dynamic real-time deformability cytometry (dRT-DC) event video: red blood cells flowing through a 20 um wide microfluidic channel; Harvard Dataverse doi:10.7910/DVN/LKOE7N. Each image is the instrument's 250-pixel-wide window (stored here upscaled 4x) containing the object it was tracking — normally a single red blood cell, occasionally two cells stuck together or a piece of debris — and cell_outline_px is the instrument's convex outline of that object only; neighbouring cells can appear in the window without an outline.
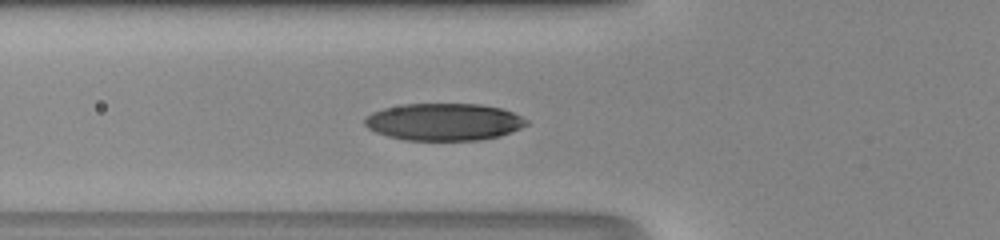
{"species": "human", "species_latin": "Homo sapiens", "temperature_condition": "room temperature", "stored_images_in_passage": 36, "camera_frame_rate_fps": 3000, "um_per_image_px": 0.085, "donor": {"sex": "male"}, "frame": {"image": 1, "passage_image": 6, "time_ms": 1.667, "image_size_px": [1000, 240], "cell_outline_px": [[528, 124], [512, 132], [500, 136], [480, 140], [404, 140], [388, 136], [376, 132], [368, 128], [364, 124], [364, 120], [372, 112], [384, 108], [404, 104], [480, 104], [500, 108], [512, 112], [528, 120]], "centroid_in_image_um": [37.74, 10.36], "position_along_channel_um": 88.1, "area_um2": 35.03}}
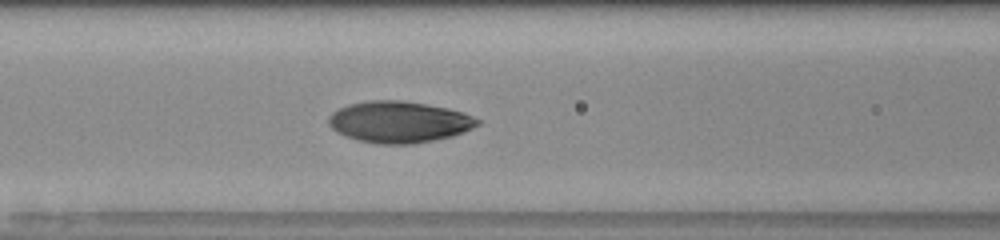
{"frame": {"image": 2, "passage_image": 9, "time_ms": 2.667, "image_size_px": [1000, 240], "cell_outline_px": [[480, 124], [464, 132], [452, 136], [412, 144], [376, 144], [344, 136], [336, 132], [328, 124], [328, 116], [332, 112], [348, 104], [368, 100], [404, 100], [448, 108], [464, 112], [480, 120]], "centroid_in_image_um": [33.9, 10.36], "position_along_channel_um": 132.7, "area_um2": 36.13}}
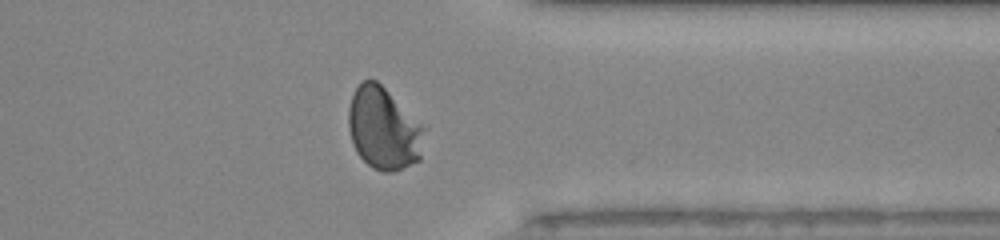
{"frame": {"image": 3, "passage_image": 26, "time_ms": 8.333, "image_size_px": [1000, 240], "cell_outline_px": [[424, 128], [420, 160], [392, 172], [384, 172], [372, 168], [356, 152], [352, 144], [348, 128], [348, 108], [352, 96], [356, 88], [364, 80], [376, 80]], "centroid_in_image_um": [32.55, 10.96], "position_along_channel_um": 378.8, "area_um2": 35.66}}